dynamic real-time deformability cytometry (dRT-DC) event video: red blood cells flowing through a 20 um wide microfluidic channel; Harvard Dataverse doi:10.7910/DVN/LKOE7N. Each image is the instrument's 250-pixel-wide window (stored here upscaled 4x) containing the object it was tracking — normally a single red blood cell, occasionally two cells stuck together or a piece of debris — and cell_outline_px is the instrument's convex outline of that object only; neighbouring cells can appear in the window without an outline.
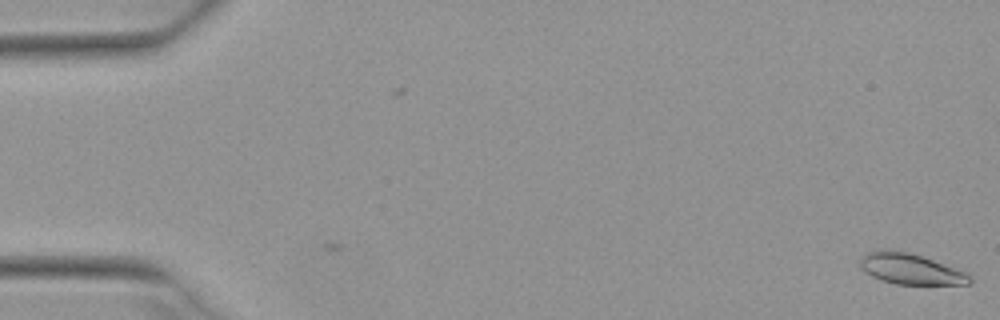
{"species": "Egyptian fruit bat (a non-hibernating species)", "species_latin": "Rousettus aegyptiacus", "temperature_condition": "warm", "stored_images_in_passage": 6, "camera_frame_rate_fps": 3000, "um_per_image_px": 0.085, "animal": {"sex": "female"}, "frame": {"image": 1, "passage_image": 1, "time_ms": 0.0, "image_size_px": [1000, 320], "cell_outline_px": [[972, 284], [896, 284], [880, 280], [872, 276], [860, 268], [860, 260], [868, 252], [884, 248], [908, 252], [932, 260], [964, 272], [972, 280]], "centroid_in_image_um": [77.33, 22.86], "position_along_channel_um": 7.7, "area_um2": 19.31}}
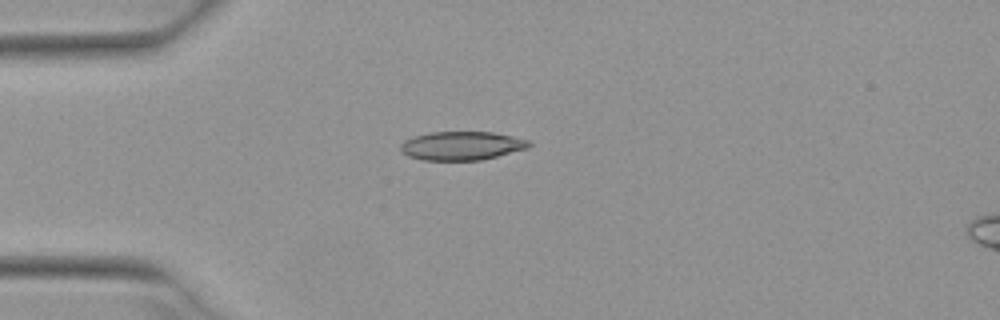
{"frame": {"image": 2, "passage_image": 6, "time_ms": 1.667, "image_size_px": [1000, 320], "cell_outline_px": [[532, 144], [528, 148], [480, 160], [424, 160], [408, 156], [400, 152], [400, 144], [404, 140], [416, 136], [432, 132], [492, 132], [512, 136], [528, 140]], "centroid_in_image_um": [39.22, 12.39], "position_along_channel_um": 45.8, "area_um2": 21.33}}